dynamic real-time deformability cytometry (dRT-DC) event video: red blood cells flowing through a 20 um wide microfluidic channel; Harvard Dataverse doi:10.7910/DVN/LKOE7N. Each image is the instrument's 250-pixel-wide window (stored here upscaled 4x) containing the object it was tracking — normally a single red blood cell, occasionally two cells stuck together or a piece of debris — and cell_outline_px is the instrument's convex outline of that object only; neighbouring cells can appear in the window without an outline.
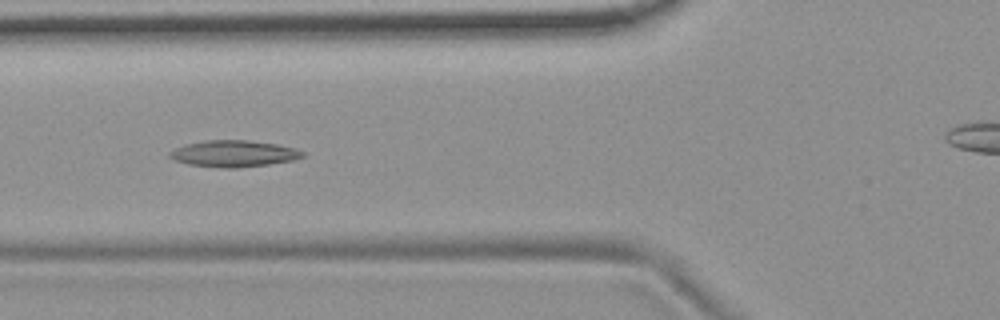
{"species": "common noctule bat (a hibernating species)", "species_latin": "Nyctalus noctula", "temperature_condition": "room temperature", "stored_images_in_passage": 6, "camera_frame_rate_fps": 3000, "um_per_image_px": 0.085, "animal": {"sex": "female", "body_mass_g": 19.9}, "frame": {"image": 1, "passage_image": 6, "time_ms": 5.667, "image_size_px": [1000, 320], "cell_outline_px": [[304, 156], [292, 160], [268, 164], [236, 168], [220, 168], [188, 164], [172, 160], [168, 156], [168, 152], [184, 144], [208, 140], [248, 140], [276, 144], [296, 148], [304, 152]], "centroid_in_image_um": [19.82, 13.06], "position_along_channel_um": 106.0, "area_um2": 20.58}}